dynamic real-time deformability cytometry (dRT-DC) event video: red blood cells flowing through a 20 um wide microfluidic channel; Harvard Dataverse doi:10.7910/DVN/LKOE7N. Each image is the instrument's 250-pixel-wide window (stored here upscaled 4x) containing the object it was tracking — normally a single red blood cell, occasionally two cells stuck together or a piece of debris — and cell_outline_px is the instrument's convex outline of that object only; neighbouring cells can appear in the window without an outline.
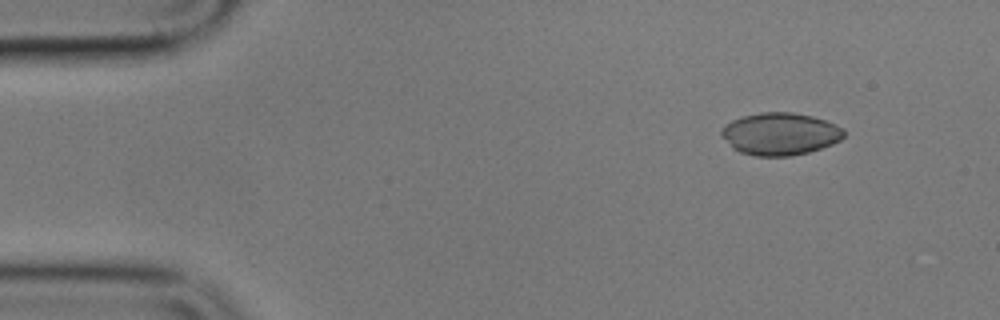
{"species": "common noctule bat (a hibernating species)", "species_latin": "Nyctalus noctula", "temperature_condition": "cold", "stored_images_in_passage": 4, "camera_frame_rate_fps": 3000, "um_per_image_px": 0.085, "animal": {"sex": "male", "body_mass_g": 17.9}, "frame": {"image": 1, "passage_image": 2, "time_ms": 1.0, "image_size_px": [1000, 320], "cell_outline_px": [[844, 136], [840, 140], [832, 144], [808, 152], [792, 156], [756, 156], [740, 152], [732, 148], [720, 136], [720, 128], [732, 120], [744, 116], [760, 112], [792, 112], [812, 116], [836, 124], [844, 128]], "centroid_in_image_um": [66.28, 11.38], "position_along_channel_um": 18.7, "area_um2": 30.4}}